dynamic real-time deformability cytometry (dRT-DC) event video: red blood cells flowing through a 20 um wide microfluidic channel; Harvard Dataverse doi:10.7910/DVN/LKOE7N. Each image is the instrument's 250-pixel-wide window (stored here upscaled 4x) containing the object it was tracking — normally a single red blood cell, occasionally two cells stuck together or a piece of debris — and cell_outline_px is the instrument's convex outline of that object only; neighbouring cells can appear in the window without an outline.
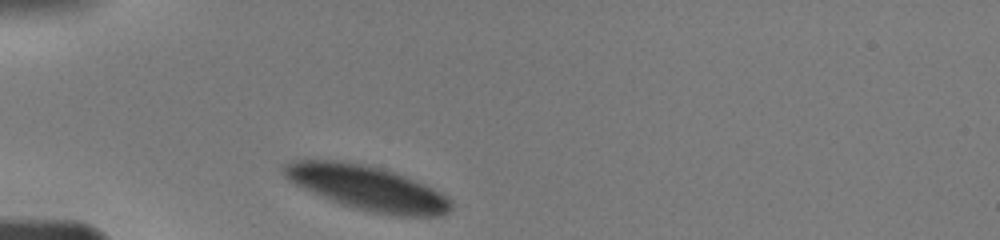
{"species": "human", "species_latin": "Homo sapiens", "temperature_condition": "warm", "stored_images_in_passage": 11, "camera_frame_rate_fps": 3000, "um_per_image_px": 0.085, "donor": {"sex": "male"}, "frame": {"image": 1, "passage_image": 1, "time_ms": 0.0, "image_size_px": [1000, 240], "cell_outline_px": [[452, 208], [448, 212], [440, 216], [396, 216], [372, 212], [340, 204], [320, 196], [288, 180], [284, 176], [284, 164], [292, 160], [336, 160], [360, 164], [380, 168], [404, 176], [424, 184], [440, 192], [452, 200]], "centroid_in_image_um": [31.23, 15.99], "position_along_channel_um": 53.8, "area_um2": 42.95}}
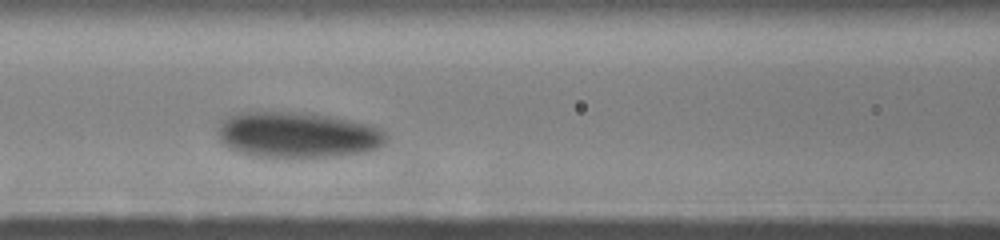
{"frame": {"image": 2, "passage_image": 7, "time_ms": 2.667, "image_size_px": [1000, 240], "cell_outline_px": [[388, 140], [384, 144], [368, 152], [304, 160], [288, 160], [256, 156], [236, 152], [228, 148], [220, 140], [216, 132], [216, 124], [220, 120], [236, 112], [260, 108], [304, 112], [332, 116], [372, 124], [388, 132]], "centroid_in_image_um": [25.24, 11.45], "position_along_channel_um": 141.4, "area_um2": 48.03}}
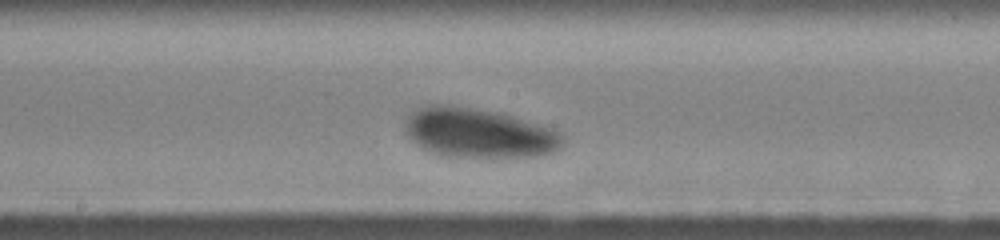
{"frame": {"image": 3, "passage_image": 10, "time_ms": 4.333, "image_size_px": [1000, 240], "cell_outline_px": [[564, 140], [560, 148], [556, 152], [544, 156], [448, 156], [420, 148], [404, 132], [404, 120], [416, 108], [428, 104], [452, 104], [496, 112], [548, 128], [556, 132]], "centroid_in_image_um": [40.59, 11.29], "position_along_channel_um": 207.6, "area_um2": 45.08}}